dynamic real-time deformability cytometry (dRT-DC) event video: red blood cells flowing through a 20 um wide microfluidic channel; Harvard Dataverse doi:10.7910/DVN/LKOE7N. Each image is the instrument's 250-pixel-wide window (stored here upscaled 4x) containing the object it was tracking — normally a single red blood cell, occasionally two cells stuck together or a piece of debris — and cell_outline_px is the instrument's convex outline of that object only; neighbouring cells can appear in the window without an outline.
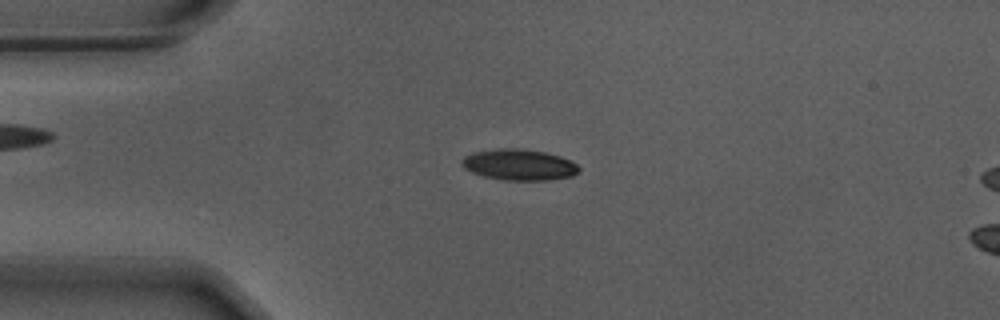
{"species": "Egyptian fruit bat (a non-hibernating species)", "species_latin": "Rousettus aegyptiacus", "temperature_condition": "warm", "stored_images_in_passage": 49, "camera_frame_rate_fps": 3000, "um_per_image_px": 0.085, "animal": {"sex": "male"}, "frame": {"image": 1, "passage_image": 7, "time_ms": 2.0, "image_size_px": [1000, 320], "cell_outline_px": [[580, 172], [572, 176], [548, 180], [504, 180], [484, 176], [472, 172], [464, 168], [460, 164], [460, 160], [464, 156], [472, 152], [496, 148], [516, 148], [544, 152], [560, 156], [576, 164], [580, 168]], "centroid_in_image_um": [44.09, 14.0], "position_along_channel_um": 40.9, "area_um2": 21.27}}
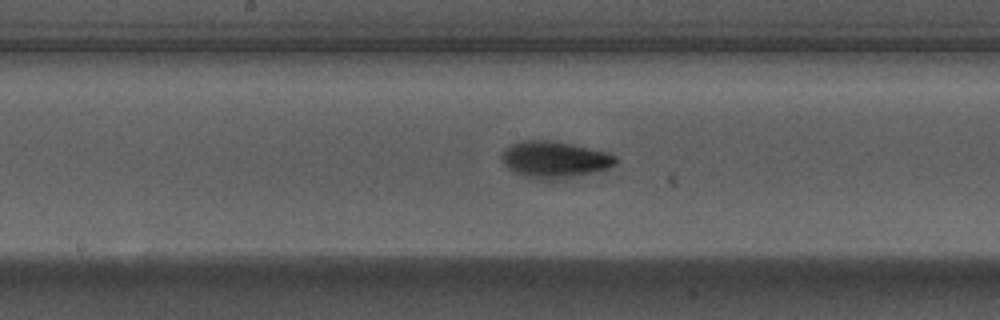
{"frame": {"image": 2, "passage_image": 22, "time_ms": 7.0, "image_size_px": [1000, 320], "cell_outline_px": [[616, 164], [608, 168], [580, 176], [548, 180], [524, 176], [512, 172], [504, 164], [500, 156], [504, 148], [520, 140], [552, 140], [572, 144], [608, 152], [616, 156]], "centroid_in_image_um": [47.12, 13.55], "position_along_channel_um": 201.1, "area_um2": 24.51}}
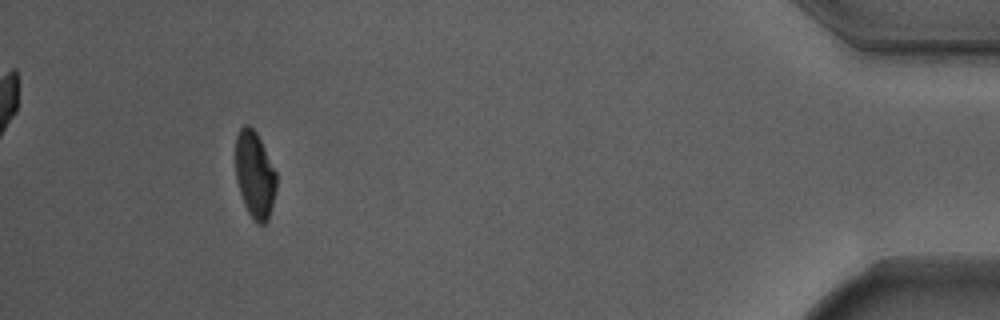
{"frame": {"image": 3, "passage_image": 45, "time_ms": 14.667, "image_size_px": [1000, 320], "cell_outline_px": [[276, 188], [268, 220], [264, 224], [256, 224], [248, 212], [244, 204], [236, 180], [236, 136], [240, 128], [244, 124], [248, 124], [256, 132], [276, 172]], "centroid_in_image_um": [21.65, 14.86], "position_along_channel_um": 413.6, "area_um2": 20.46}, "authors_computed_cell_mechanics": {"area_um2": 22.0218, "velocity_mm_per_s": 3.6806, "shape_relaxation_time_tau1_ms": 2.7744, "shape_relaxation_time_tau2_ms": 2.3124, "deformation_change_tau1": 0.1569, "deformation_change_tau2": 0.07}}